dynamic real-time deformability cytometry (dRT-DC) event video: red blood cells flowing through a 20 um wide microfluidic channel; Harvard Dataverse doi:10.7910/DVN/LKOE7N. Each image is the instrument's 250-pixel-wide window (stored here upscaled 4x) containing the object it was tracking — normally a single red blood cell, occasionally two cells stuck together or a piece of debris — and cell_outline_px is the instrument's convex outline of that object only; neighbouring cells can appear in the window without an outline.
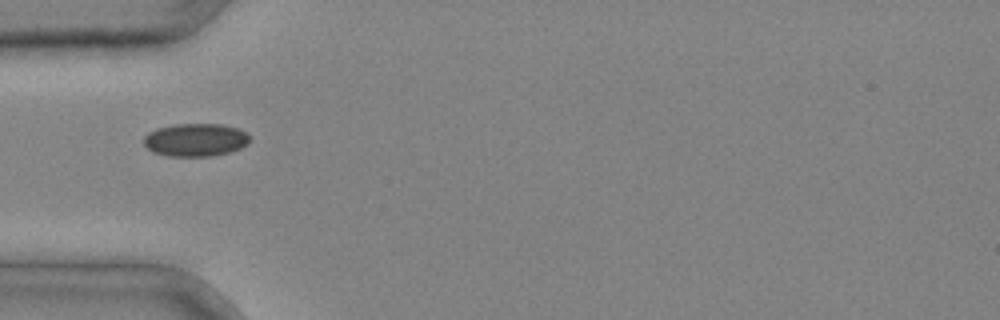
{"species": "common noctule bat (a hibernating species)", "species_latin": "Nyctalus noctula", "temperature_condition": "cold", "stored_images_in_passage": 2, "camera_frame_rate_fps": 3000, "um_per_image_px": 0.085, "animal": {"sex": "male", "body_mass_g": 20.4}, "frame": {"image": 1, "passage_image": 1, "time_ms": 0.0, "image_size_px": [1000, 320], "cell_outline_px": [[248, 144], [240, 148], [228, 152], [212, 156], [168, 156], [152, 152], [144, 144], [144, 136], [148, 132], [156, 128], [176, 124], [220, 124], [236, 128], [244, 132], [248, 136]], "centroid_in_image_um": [16.57, 11.89], "position_along_channel_um": 68.4, "area_um2": 20.23}}